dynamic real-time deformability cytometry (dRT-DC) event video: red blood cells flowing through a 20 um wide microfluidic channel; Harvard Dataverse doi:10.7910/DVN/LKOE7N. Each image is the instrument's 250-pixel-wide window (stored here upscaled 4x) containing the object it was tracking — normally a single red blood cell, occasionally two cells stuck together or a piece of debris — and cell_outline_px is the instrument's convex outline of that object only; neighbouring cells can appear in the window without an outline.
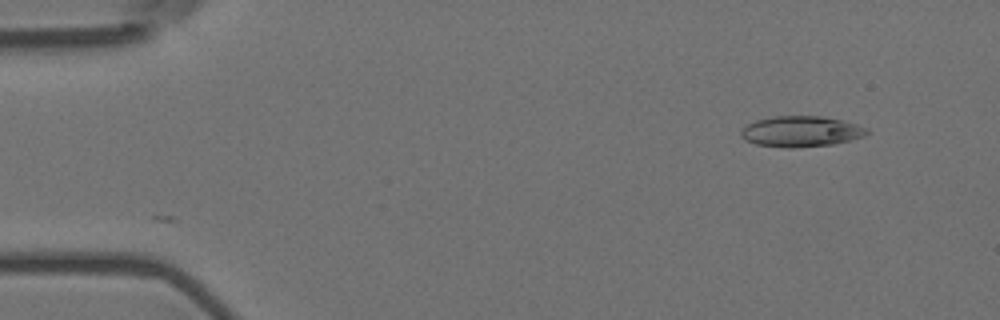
{"species": "Egyptian fruit bat (a non-hibernating species)", "species_latin": "Rousettus aegyptiacus", "temperature_condition": "room temperature", "stored_images_in_passage": 2, "camera_frame_rate_fps": 3000, "um_per_image_px": 0.085, "animal": {"sex": "female"}, "frame": {"image": 1, "passage_image": 2, "time_ms": 0.333, "image_size_px": [1000, 320], "cell_outline_px": [[872, 132], [864, 136], [832, 144], [796, 148], [788, 148], [756, 144], [744, 140], [740, 136], [740, 132], [748, 124], [756, 120], [772, 116], [824, 116], [856, 124], [868, 128]], "centroid_in_image_um": [68.09, 11.17], "position_along_channel_um": 16.9, "area_um2": 22.6}}